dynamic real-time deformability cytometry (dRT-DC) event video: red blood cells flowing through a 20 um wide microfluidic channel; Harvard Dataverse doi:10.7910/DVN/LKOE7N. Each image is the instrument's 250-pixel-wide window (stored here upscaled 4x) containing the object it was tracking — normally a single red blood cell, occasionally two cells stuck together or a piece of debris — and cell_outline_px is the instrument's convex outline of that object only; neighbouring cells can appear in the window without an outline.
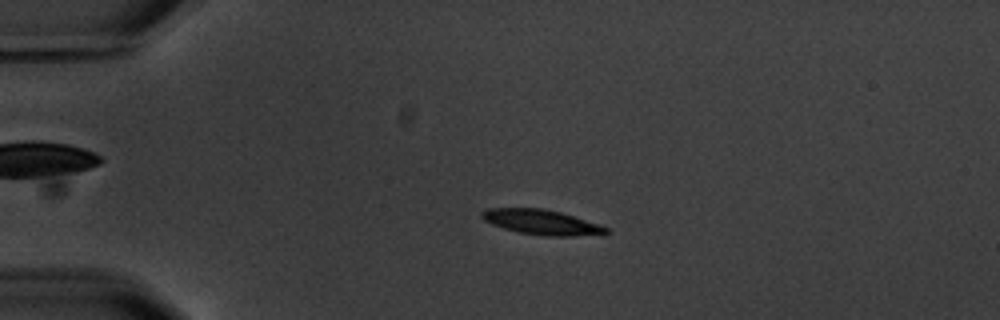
{"species": "common noctule bat (a hibernating species)", "species_latin": "Nyctalus noctula", "temperature_condition": "warm", "stored_images_in_passage": 10, "camera_frame_rate_fps": 3000, "um_per_image_px": 0.085, "animal": {"sex": "male", "body_mass_g": 20.1, "forearm_length_mm": 53.5}, "frame": {"image": 1, "passage_image": 4, "time_ms": 3.333, "image_size_px": [1000, 320], "cell_outline_px": [[612, 232], [576, 236], [544, 236], [520, 232], [504, 228], [492, 224], [484, 220], [480, 216], [480, 212], [488, 208], [540, 208], [560, 212], [600, 224], [608, 228]], "centroid_in_image_um": [46.03, 18.88], "position_along_channel_um": 39.0, "area_um2": 17.98}}
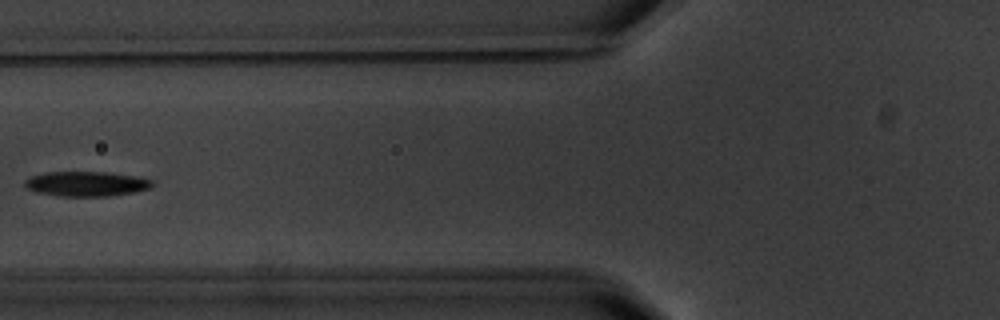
{"frame": {"image": 2, "passage_image": 6, "time_ms": 6.667, "image_size_px": [1000, 320], "cell_outline_px": [[156, 184], [148, 188], [132, 192], [108, 196], [60, 196], [36, 192], [24, 188], [24, 180], [32, 176], [44, 172], [104, 172], [136, 176], [156, 180]], "centroid_in_image_um": [7.33, 15.62], "position_along_channel_um": 118.5, "area_um2": 18.55}}
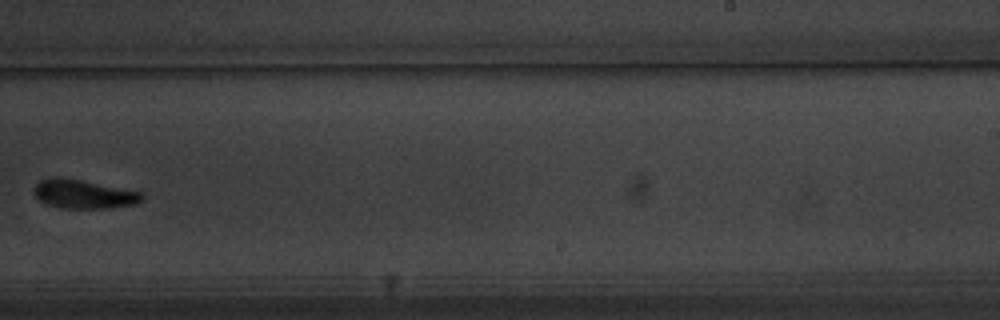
{"frame": {"image": 3, "passage_image": 10, "time_ms": 11.333, "image_size_px": [1000, 320], "cell_outline_px": [[144, 200], [136, 204], [112, 208], [60, 208], [48, 204], [40, 200], [32, 192], [36, 184], [40, 180], [80, 180], [144, 192]], "centroid_in_image_um": [7.22, 16.54], "position_along_channel_um": 281.8, "area_um2": 17.69}}